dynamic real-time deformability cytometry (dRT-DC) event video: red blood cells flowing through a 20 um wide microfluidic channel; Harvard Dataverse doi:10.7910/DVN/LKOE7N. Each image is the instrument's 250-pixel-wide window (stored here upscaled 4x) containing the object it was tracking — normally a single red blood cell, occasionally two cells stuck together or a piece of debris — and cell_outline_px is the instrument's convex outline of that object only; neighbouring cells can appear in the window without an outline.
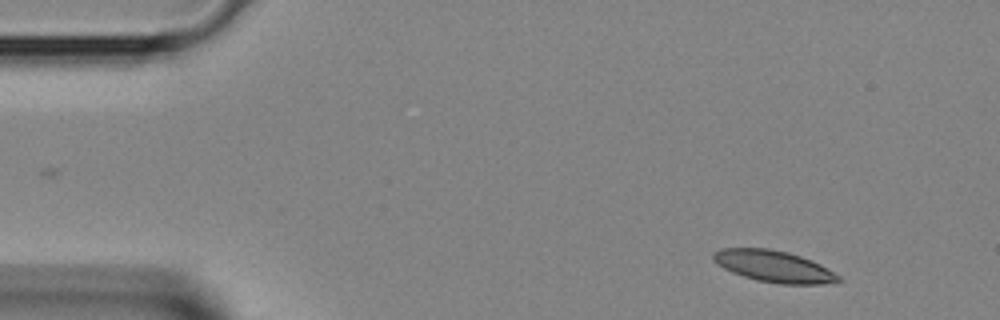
{"species": "Egyptian fruit bat (a non-hibernating species)", "species_latin": "Rousettus aegyptiacus", "temperature_condition": "room temperature", "stored_images_in_passage": 38, "camera_frame_rate_fps": 3000, "um_per_image_px": 0.085, "animal": {"sex": "female"}, "frame": {"image": 1, "passage_image": 2, "time_ms": 0.333, "image_size_px": [1000, 320], "cell_outline_px": [[844, 280], [820, 284], [780, 284], [756, 280], [732, 272], [716, 264], [712, 260], [712, 252], [720, 248], [768, 248], [788, 252], [812, 260], [820, 264], [840, 276]], "centroid_in_image_um": [65.74, 22.63], "position_along_channel_um": 19.3, "area_um2": 23.12}}
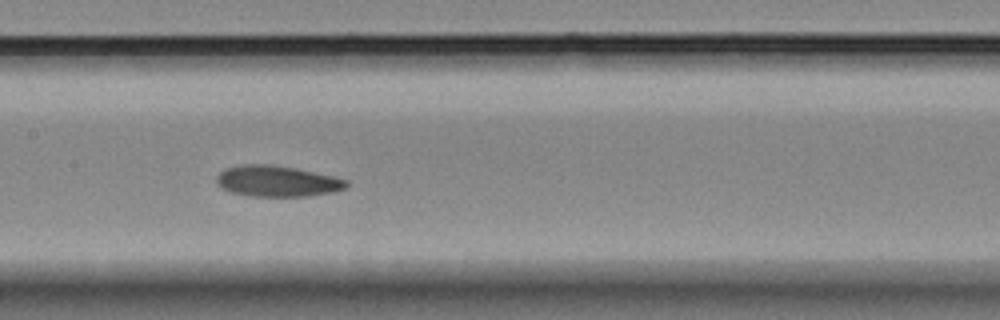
{"frame": {"image": 2, "passage_image": 17, "time_ms": 5.333, "image_size_px": [1000, 320], "cell_outline_px": [[348, 184], [344, 188], [332, 192], [308, 196], [248, 196], [228, 192], [216, 180], [216, 176], [224, 168], [244, 164], [268, 164], [296, 168], [332, 176], [348, 180]], "centroid_in_image_um": [23.53, 15.4], "position_along_channel_um": 183.9, "area_um2": 23.35}}
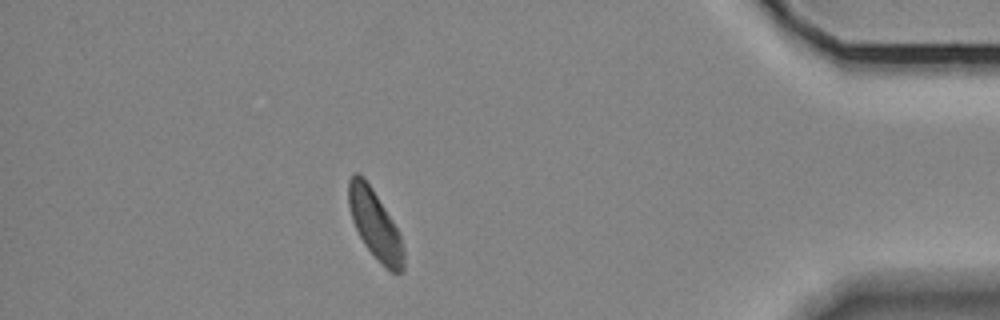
{"frame": {"image": 3, "passage_image": 33, "time_ms": 10.667, "image_size_px": [1000, 320], "cell_outline_px": [[404, 272], [392, 272], [364, 244], [352, 220], [348, 204], [348, 180], [356, 172], [360, 172], [364, 176], [372, 188], [400, 232], [404, 252]], "centroid_in_image_um": [31.87, 19.02], "position_along_channel_um": 403.3, "area_um2": 21.85}}